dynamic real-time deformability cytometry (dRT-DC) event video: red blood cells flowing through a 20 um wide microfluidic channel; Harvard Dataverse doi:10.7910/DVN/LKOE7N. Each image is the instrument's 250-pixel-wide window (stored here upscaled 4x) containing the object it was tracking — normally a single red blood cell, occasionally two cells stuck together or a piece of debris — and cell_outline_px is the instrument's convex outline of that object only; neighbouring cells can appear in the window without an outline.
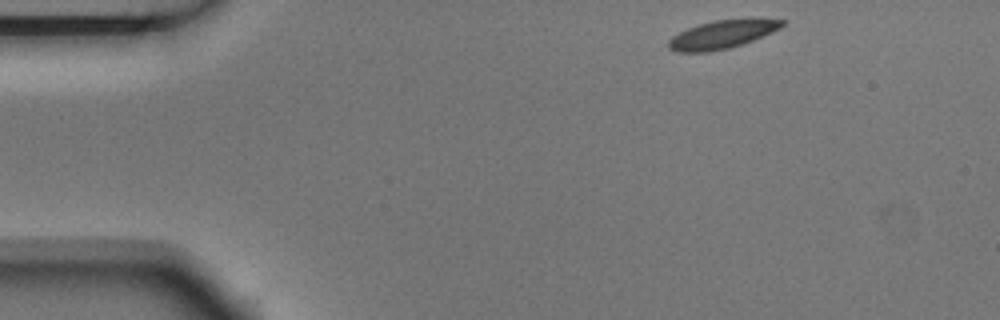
{"species": "Egyptian fruit bat (a non-hibernating species)", "species_latin": "Rousettus aegyptiacus", "temperature_condition": "room temperature", "stored_images_in_passage": 3, "camera_frame_rate_fps": 3000, "um_per_image_px": 0.085, "animal": {"sex": "male"}, "frame": {"image": 1, "passage_image": 1, "time_ms": 0.0, "image_size_px": [1000, 320], "cell_outline_px": [[788, 20], [780, 28], [772, 32], [752, 40], [728, 48], [708, 52], [676, 52], [668, 48], [668, 40], [672, 36], [688, 28], [700, 24], [716, 20]], "centroid_in_image_um": [61.31, 2.95], "position_along_channel_um": 23.7, "area_um2": 18.09}}